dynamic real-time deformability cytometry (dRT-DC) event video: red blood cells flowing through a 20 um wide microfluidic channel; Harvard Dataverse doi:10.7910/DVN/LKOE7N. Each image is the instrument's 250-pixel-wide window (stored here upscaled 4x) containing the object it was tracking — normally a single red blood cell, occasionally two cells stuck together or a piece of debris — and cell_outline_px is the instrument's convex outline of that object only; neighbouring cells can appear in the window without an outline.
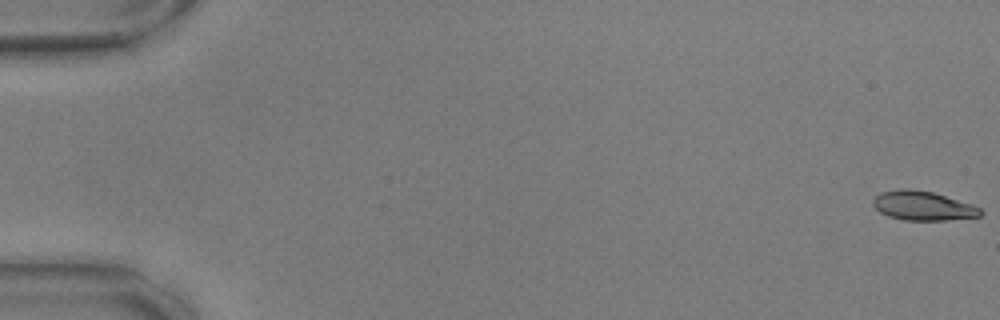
{"species": "common noctule bat (a hibernating species)", "species_latin": "Nyctalus noctula", "temperature_condition": "warm", "stored_images_in_passage": 9, "camera_frame_rate_fps": 3000, "um_per_image_px": 0.085, "animal": {"sex": "male", "body_mass_g": 17.9, "forearm_length_mm": 54.2}, "frame": {"image": 1, "passage_image": 1, "time_ms": 0.0, "image_size_px": [1000, 320], "cell_outline_px": [[984, 212], [980, 216], [944, 220], [904, 220], [888, 216], [880, 212], [872, 204], [872, 200], [880, 192], [900, 188], [908, 188], [932, 192], [972, 204], [980, 208]], "centroid_in_image_um": [78.42, 17.48], "position_along_channel_um": 6.6, "area_um2": 18.26}}